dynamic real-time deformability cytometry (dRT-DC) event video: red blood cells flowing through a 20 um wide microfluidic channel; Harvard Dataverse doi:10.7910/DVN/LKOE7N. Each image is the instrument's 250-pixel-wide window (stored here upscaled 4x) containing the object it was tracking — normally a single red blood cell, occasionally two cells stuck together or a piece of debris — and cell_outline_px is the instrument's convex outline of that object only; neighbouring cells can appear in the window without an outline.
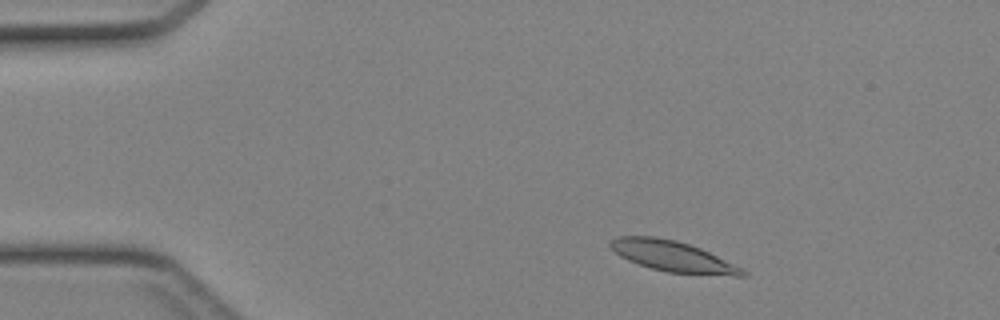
{"species": "Egyptian fruit bat (a non-hibernating species)", "species_latin": "Rousettus aegyptiacus", "temperature_condition": "cold", "stored_images_in_passage": 42, "camera_frame_rate_fps": 3000, "um_per_image_px": 0.085, "animal": {"sex": "female"}, "frame": {"image": 1, "passage_image": 4, "time_ms": 1.0, "image_size_px": [1000, 320], "cell_outline_px": [[748, 276], [732, 276], [668, 272], [652, 268], [628, 260], [620, 256], [608, 244], [612, 240], [620, 236], [656, 236], [676, 240], [700, 248], [744, 268], [748, 272]], "centroid_in_image_um": [57.24, 21.79], "position_along_channel_um": 27.8, "area_um2": 23.52}}
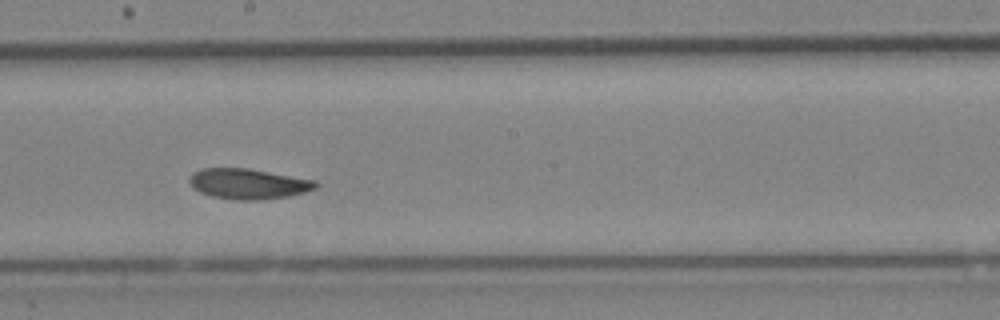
{"frame": {"image": 2, "passage_image": 22, "time_ms": 7.0, "image_size_px": [1000, 320], "cell_outline_px": [[320, 184], [316, 188], [304, 192], [288, 196], [260, 200], [232, 200], [212, 196], [200, 192], [188, 180], [192, 172], [200, 168], [248, 168], [316, 180]], "centroid_in_image_um": [21.12, 15.62], "position_along_channel_um": 227.1, "area_um2": 22.43}}
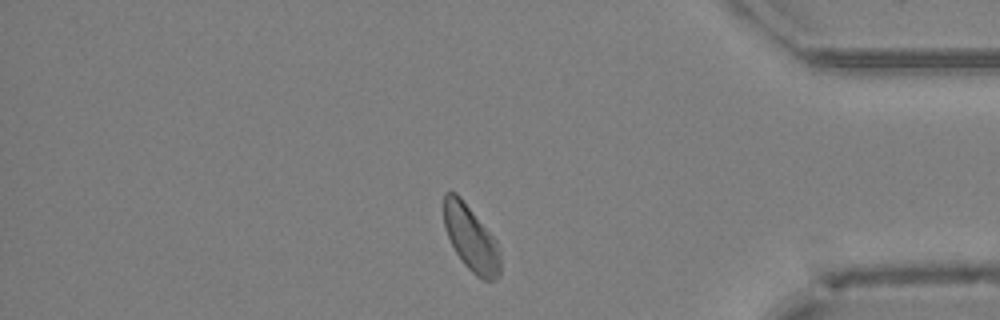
{"frame": {"image": 3, "passage_image": 35, "time_ms": 11.333, "image_size_px": [1000, 320], "cell_outline_px": [[500, 276], [492, 280], [484, 280], [476, 276], [464, 264], [456, 252], [448, 236], [444, 224], [444, 192], [456, 192], [460, 196], [496, 240], [500, 260]], "centroid_in_image_um": [40.03, 20.26], "position_along_channel_um": 395.2, "area_um2": 21.21}}